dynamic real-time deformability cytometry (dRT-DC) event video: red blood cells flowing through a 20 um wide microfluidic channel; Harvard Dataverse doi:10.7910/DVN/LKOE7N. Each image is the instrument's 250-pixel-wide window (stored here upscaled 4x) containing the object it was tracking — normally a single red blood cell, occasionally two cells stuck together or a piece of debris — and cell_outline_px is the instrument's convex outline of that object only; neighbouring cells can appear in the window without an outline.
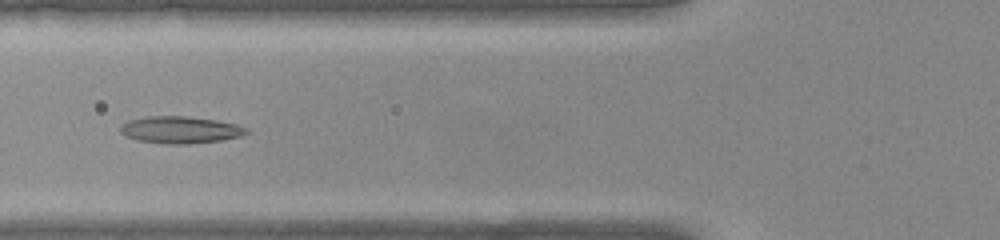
{"species": "common noctule bat (a hibernating species)", "species_latin": "Nyctalus noctula", "temperature_condition": "warm", "stored_images_in_passage": 50, "camera_frame_rate_fps": 3000, "um_per_image_px": 0.085, "animal": {"sex": "female", "body_mass_g": 22.0, "forearm_length_mm": 56.7}, "frame": {"image": 1, "passage_image": 18, "time_ms": 5.667, "image_size_px": [1000, 240], "cell_outline_px": [[248, 132], [240, 136], [220, 140], [188, 144], [164, 144], [136, 140], [124, 136], [120, 132], [120, 128], [128, 120], [144, 116], [188, 116], [216, 120], [236, 124], [248, 128]], "centroid_in_image_um": [15.29, 11.03], "position_along_channel_um": 110.5, "area_um2": 19.94}}
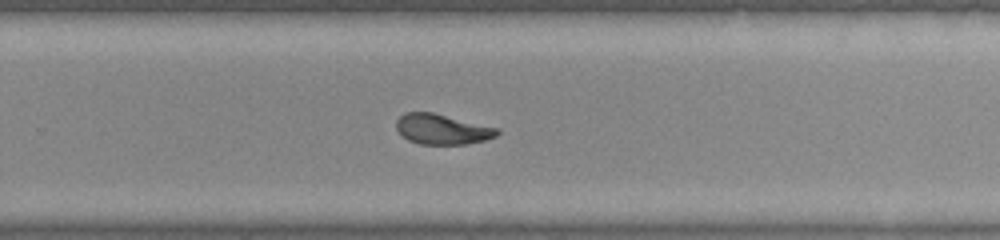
{"frame": {"image": 2, "passage_image": 32, "time_ms": 10.333, "image_size_px": [1000, 240], "cell_outline_px": [[500, 132], [496, 136], [484, 140], [468, 144], [420, 144], [408, 140], [396, 128], [396, 120], [404, 112], [432, 112], [500, 128]], "centroid_in_image_um": [37.6, 10.98], "position_along_channel_um": 292.2, "area_um2": 17.8}}
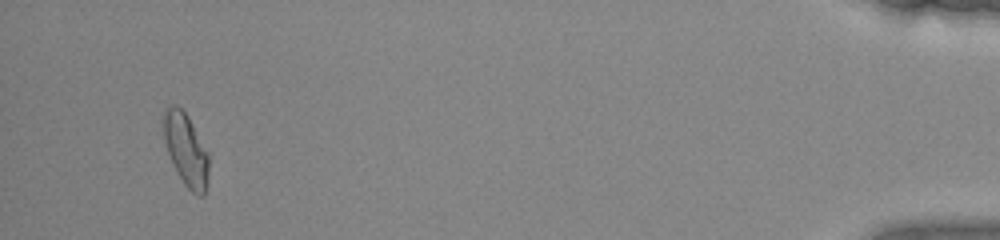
{"frame": {"image": 3, "passage_image": 48, "time_ms": 15.667, "image_size_px": [1000, 240], "cell_outline_px": [[208, 180], [204, 196], [200, 196], [192, 192], [184, 184], [172, 164], [164, 140], [164, 108], [168, 104], [176, 104], [188, 116], [208, 152]], "centroid_in_image_um": [15.8, 12.72], "position_along_channel_um": 419.4, "area_um2": 19.07}, "authors_computed_cell_mechanics": {"area_um2": 19.0162, "velocity_mm_per_s": 3.9072, "shape_relaxation_time_tau1_ms": null, "shape_relaxation_time_tau2_ms": 2.0885, "deformation_change_tau1": null, "deformation_change_tau2": 0.0907}}